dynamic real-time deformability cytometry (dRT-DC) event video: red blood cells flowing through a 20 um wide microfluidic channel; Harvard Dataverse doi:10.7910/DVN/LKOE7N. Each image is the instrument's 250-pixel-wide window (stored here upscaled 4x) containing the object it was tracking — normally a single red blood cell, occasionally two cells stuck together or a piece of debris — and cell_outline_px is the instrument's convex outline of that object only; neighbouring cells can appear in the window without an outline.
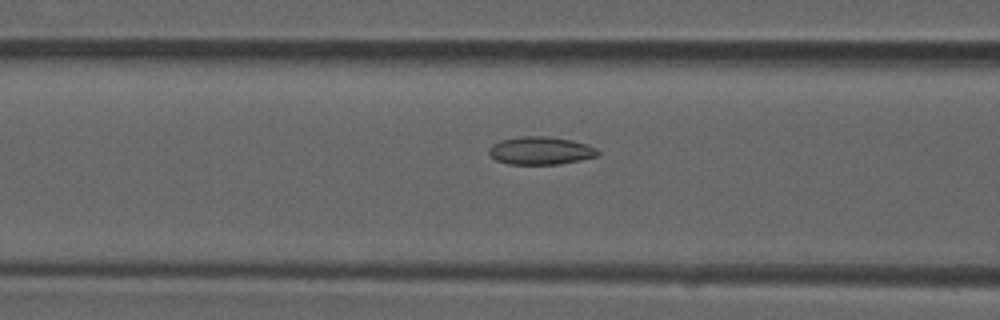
{"species": "common noctule bat (a hibernating species)", "species_latin": "Nyctalus noctula", "temperature_condition": "room temperature", "stored_images_in_passage": 46, "camera_frame_rate_fps": 3000, "um_per_image_px": 0.085, "animal": {"sex": "male", "forearm_length_mm": 52.5}, "frame": {"image": 1, "passage_image": 15, "time_ms": 4.667, "image_size_px": [1000, 320], "cell_outline_px": [[600, 152], [596, 156], [580, 160], [560, 164], [508, 164], [496, 160], [488, 152], [488, 148], [492, 144], [500, 140], [524, 136], [544, 136], [572, 140], [588, 144], [596, 148]], "centroid_in_image_um": [45.95, 12.8], "position_along_channel_um": 120.7, "area_um2": 17.69}}
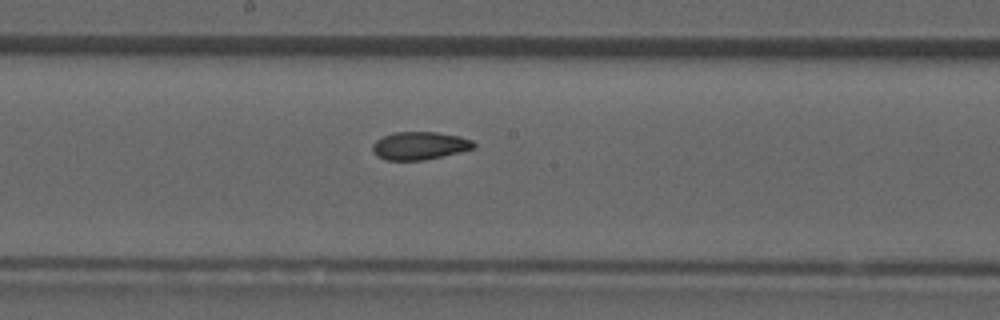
{"frame": {"image": 2, "passage_image": 22, "time_ms": 7.0, "image_size_px": [1000, 320], "cell_outline_px": [[476, 148], [424, 160], [384, 160], [376, 156], [372, 152], [372, 144], [376, 140], [392, 132], [436, 132], [460, 136], [472, 140], [476, 144]], "centroid_in_image_um": [35.65, 12.38], "position_along_channel_um": 212.6, "area_um2": 16.59}}
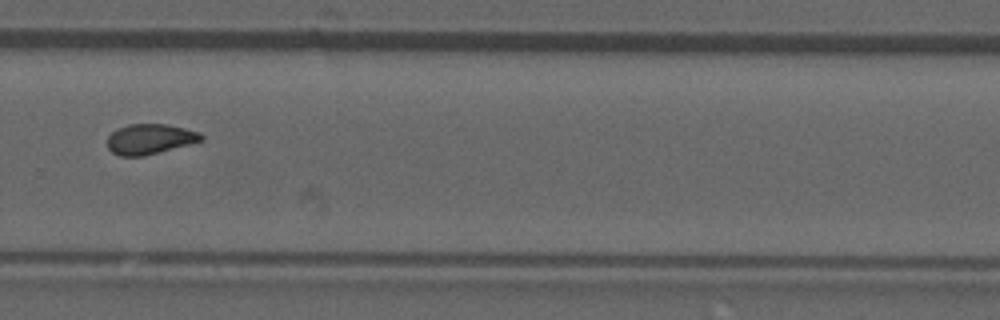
{"frame": {"image": 3, "passage_image": 30, "time_ms": 9.667, "image_size_px": [1000, 320], "cell_outline_px": [[204, 140], [144, 156], [120, 156], [112, 152], [108, 148], [108, 136], [116, 128], [128, 124], [168, 124], [200, 132], [204, 136]], "centroid_in_image_um": [12.74, 11.81], "position_along_channel_um": 317.1, "area_um2": 16.59}, "authors_computed_cell_mechanics": {"area_um2": 16.762, "velocity_mm_per_s": 3.945, "shape_relaxation_time_tau1_ms": null, "shape_relaxation_time_tau2_ms": 2.6534, "deformation_change_tau1": null, "deformation_change_tau2": 0.0712}}